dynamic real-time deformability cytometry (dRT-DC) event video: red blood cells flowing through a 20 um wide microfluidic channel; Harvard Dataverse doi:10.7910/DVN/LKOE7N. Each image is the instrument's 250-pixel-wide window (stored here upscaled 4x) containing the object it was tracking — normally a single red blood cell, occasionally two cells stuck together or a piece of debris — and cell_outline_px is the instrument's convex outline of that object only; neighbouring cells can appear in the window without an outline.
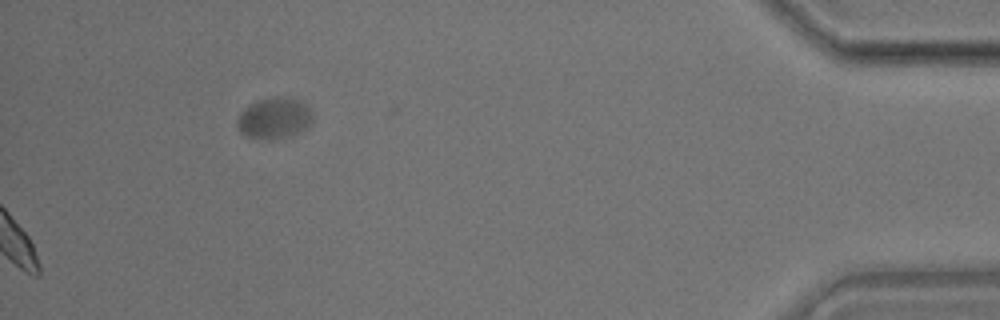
{"species": "common noctule bat (a hibernating species)", "species_latin": "Nyctalus noctula", "temperature_condition": "room temperature", "stored_images_in_passage": 38, "camera_frame_rate_fps": 3000, "um_per_image_px": 0.085, "animal": {"sex": "male", "body_mass_g": 17.9}, "frame": {"image": 1, "passage_image": 38, "time_ms": 12.333, "image_size_px": [1000, 320], "cell_outline_px": [[312, 120], [308, 128], [300, 132], [288, 136], [268, 140], [260, 140], [244, 136], [236, 128], [236, 120], [240, 112], [244, 108], [260, 100], [276, 96], [288, 96], [300, 100], [312, 112]], "centroid_in_image_um": [23.29, 10.06], "position_along_channel_um": 411.9, "area_um2": 18.44}}